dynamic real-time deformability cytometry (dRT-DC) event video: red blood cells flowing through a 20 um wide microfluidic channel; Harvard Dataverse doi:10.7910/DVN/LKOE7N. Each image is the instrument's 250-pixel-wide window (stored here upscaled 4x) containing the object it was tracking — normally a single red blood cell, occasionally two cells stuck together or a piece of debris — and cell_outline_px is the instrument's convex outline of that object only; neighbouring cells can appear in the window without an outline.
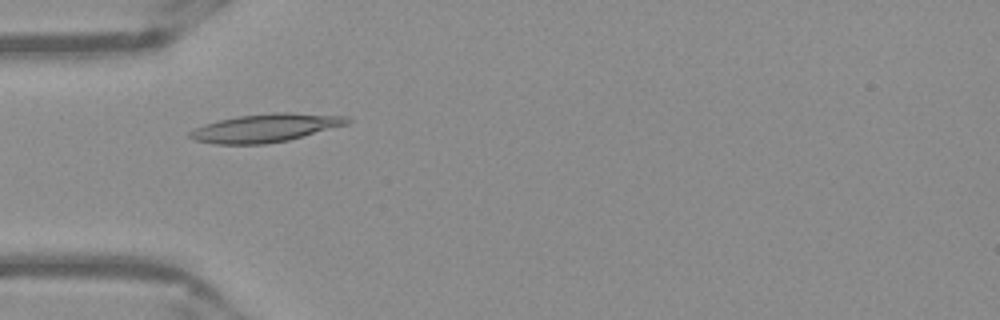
{"species": "Egyptian fruit bat (a non-hibernating species)", "species_latin": "Rousettus aegyptiacus", "temperature_condition": "warm", "stored_images_in_passage": 52, "camera_frame_rate_fps": 3000, "um_per_image_px": 0.085, "frame": {"image": 1, "passage_image": 16, "time_ms": 5.0, "image_size_px": [1000, 320], "cell_outline_px": [[352, 120], [348, 124], [288, 140], [264, 144], [216, 144], [196, 140], [188, 136], [188, 132], [204, 124], [220, 120], [240, 116], [276, 112], [288, 112], [348, 116]], "centroid_in_image_um": [22.6, 10.87], "position_along_channel_um": 62.4, "area_um2": 25.66}}
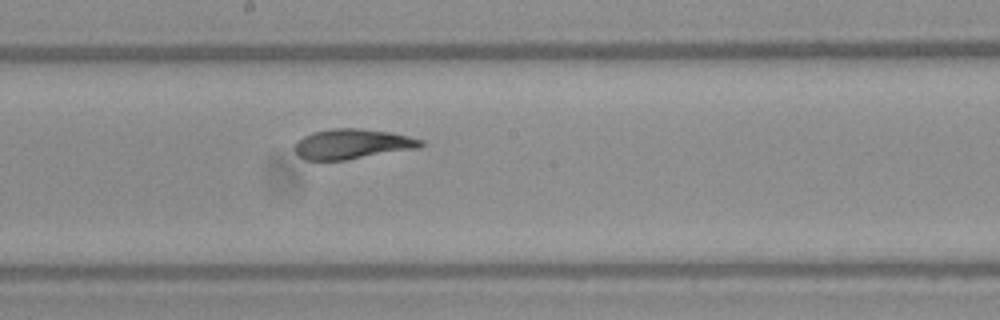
{"frame": {"image": 2, "passage_image": 28, "time_ms": 9.0, "image_size_px": [1000, 320], "cell_outline_px": [[424, 144], [420, 148], [344, 160], [304, 160], [292, 148], [296, 140], [312, 132], [332, 128], [360, 128], [392, 132], [424, 140]], "centroid_in_image_um": [29.93, 12.23], "position_along_channel_um": 218.3, "area_um2": 22.31}}
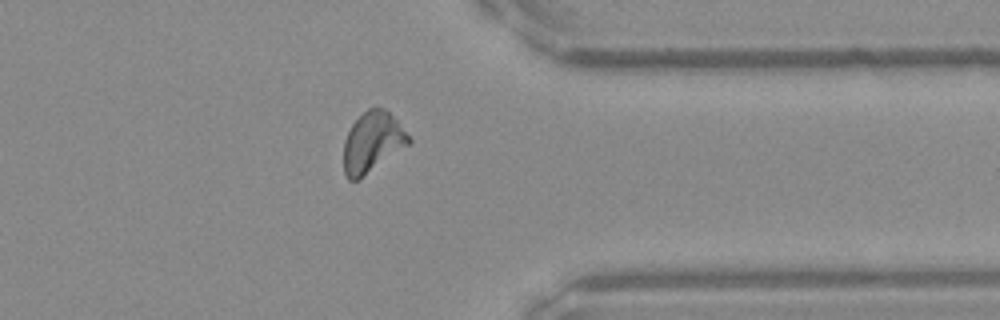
{"frame": {"image": 3, "passage_image": 41, "time_ms": 13.333, "image_size_px": [1000, 320], "cell_outline_px": [[412, 140], [408, 144], [356, 180], [348, 180], [344, 172], [344, 140], [352, 124], [368, 108], [384, 108], [396, 120]], "centroid_in_image_um": [31.62, 12.06], "position_along_channel_um": 379.8, "area_um2": 22.02}, "authors_computed_cell_mechanics": {"area_um2": 22.6576, "velocity_mm_per_s": 3.9199, "shape_relaxation_time_tau1_ms": 6.7025, "shape_relaxation_time_tau2_ms": 2.3648, "deformation_change_tau1": 0.2358, "deformation_change_tau2": 0.0657}}